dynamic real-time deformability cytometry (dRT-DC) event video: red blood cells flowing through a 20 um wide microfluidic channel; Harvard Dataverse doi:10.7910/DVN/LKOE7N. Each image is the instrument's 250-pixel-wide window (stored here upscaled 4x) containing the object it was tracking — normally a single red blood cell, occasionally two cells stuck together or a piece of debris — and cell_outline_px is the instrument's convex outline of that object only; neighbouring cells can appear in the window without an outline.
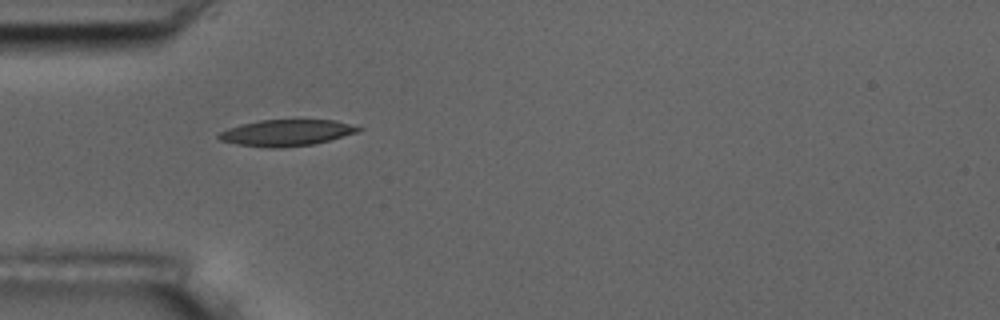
{"species": "common noctule bat (a hibernating species)", "species_latin": "Nyctalus noctula", "temperature_condition": "room temperature", "stored_images_in_passage": 4, "camera_frame_rate_fps": 3000, "um_per_image_px": 0.085, "animal": {"sex": "male", "body_mass_g": 17.5, "forearm_length_mm": 52.3}, "frame": {"image": 1, "passage_image": 1, "time_ms": 0.0, "image_size_px": [1000, 320], "cell_outline_px": [[364, 128], [356, 132], [328, 140], [312, 144], [284, 148], [268, 148], [236, 144], [220, 140], [216, 136], [220, 132], [228, 128], [240, 124], [260, 120], [336, 120]], "centroid_in_image_um": [24.3, 11.29], "position_along_channel_um": 60.7, "area_um2": 21.33}}
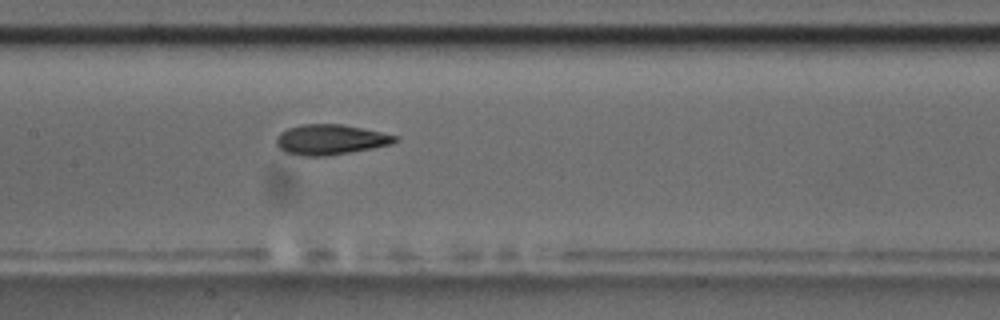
{"frame": {"image": 2, "passage_image": 4, "time_ms": 3.333, "image_size_px": [1000, 320], "cell_outline_px": [[400, 140], [392, 144], [372, 148], [324, 156], [300, 156], [284, 152], [276, 144], [276, 136], [280, 132], [288, 128], [300, 124], [340, 124], [400, 136]], "centroid_in_image_um": [28.07, 11.86], "position_along_channel_um": 179.3, "area_um2": 20.92}}